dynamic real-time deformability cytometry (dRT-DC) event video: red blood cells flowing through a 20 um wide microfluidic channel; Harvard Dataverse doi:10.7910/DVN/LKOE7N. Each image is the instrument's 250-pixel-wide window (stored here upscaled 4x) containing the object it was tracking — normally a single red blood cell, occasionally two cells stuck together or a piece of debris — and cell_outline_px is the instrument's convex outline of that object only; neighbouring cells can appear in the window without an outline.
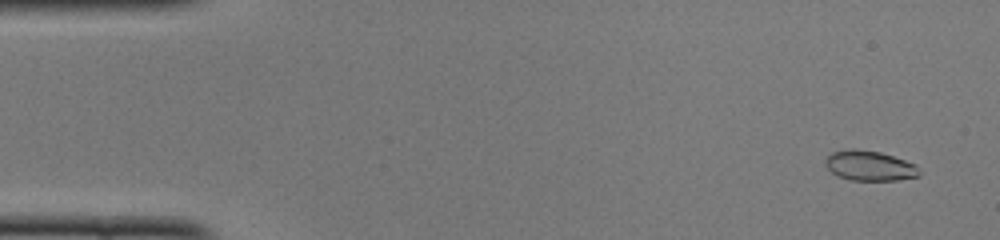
{"species": "common noctule bat (a hibernating species)", "species_latin": "Nyctalus noctula", "temperature_condition": "cold", "stored_images_in_passage": 50, "camera_frame_rate_fps": 3000, "um_per_image_px": 0.085, "animal": {"sex": "female", "body_mass_g": 22.0, "forearm_length_mm": 56.7}, "frame": {"image": 1, "passage_image": 3, "time_ms": 0.667, "image_size_px": [1000, 240], "cell_outline_px": [[920, 176], [896, 180], [852, 180], [836, 176], [824, 164], [824, 160], [832, 152], [848, 148], [856, 148], [880, 152], [916, 164], [920, 172]], "centroid_in_image_um": [73.89, 14.08], "position_along_channel_um": 11.1, "area_um2": 16.53}}
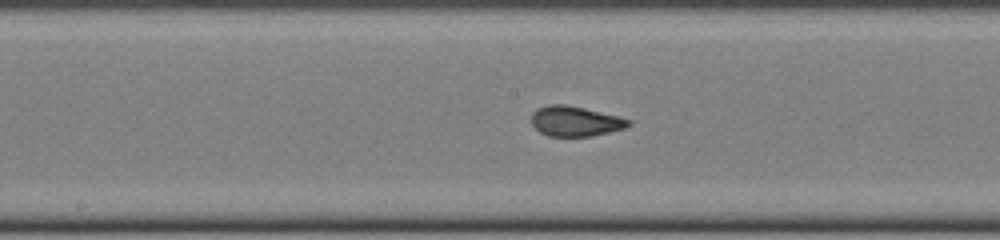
{"frame": {"image": 2, "passage_image": 26, "time_ms": 8.333, "image_size_px": [1000, 240], "cell_outline_px": [[632, 124], [624, 128], [592, 136], [548, 136], [540, 132], [532, 124], [532, 112], [536, 108], [548, 104], [564, 104], [584, 108], [620, 116], [632, 120]], "centroid_in_image_um": [48.9, 10.29], "position_along_channel_um": 199.3, "area_um2": 17.11}}
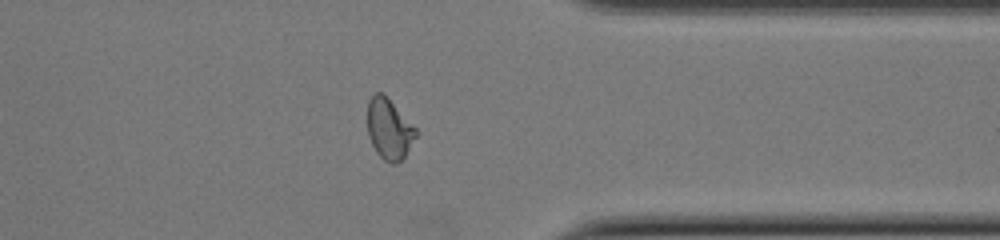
{"frame": {"image": 3, "passage_image": 40, "time_ms": 13.0, "image_size_px": [1000, 240], "cell_outline_px": [[416, 136], [404, 156], [396, 164], [392, 164], [384, 160], [376, 152], [368, 136], [368, 100], [376, 92], [380, 92], [416, 128]], "centroid_in_image_um": [33.05, 11.0], "position_along_channel_um": 378.4, "area_um2": 16.53}}